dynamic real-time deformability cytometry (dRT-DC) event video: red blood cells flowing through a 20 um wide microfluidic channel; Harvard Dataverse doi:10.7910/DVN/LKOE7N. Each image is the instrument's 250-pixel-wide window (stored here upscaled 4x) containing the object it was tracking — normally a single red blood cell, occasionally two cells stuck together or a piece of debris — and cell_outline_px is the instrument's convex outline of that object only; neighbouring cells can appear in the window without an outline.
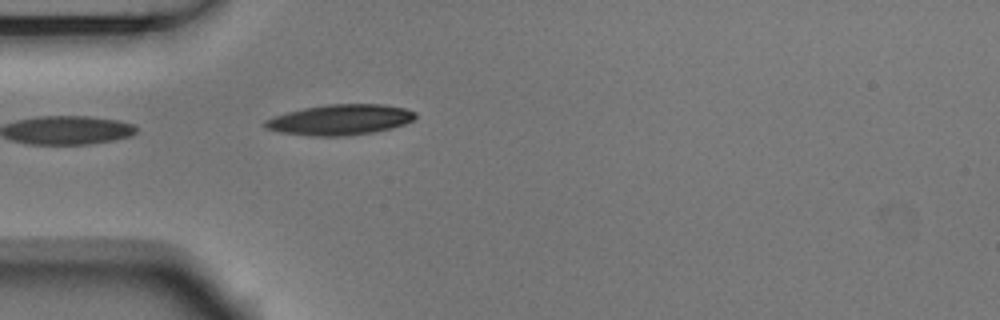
{"species": "Egyptian fruit bat (a non-hibernating species)", "species_latin": "Rousettus aegyptiacus", "temperature_condition": "room temperature", "stored_images_in_passage": 24, "camera_frame_rate_fps": 3000, "um_per_image_px": 0.085, "animal": {"sex": "male"}, "frame": {"image": 1, "passage_image": 1, "time_ms": 0.0, "image_size_px": [1000, 320], "cell_outline_px": [[416, 116], [412, 120], [404, 124], [392, 128], [372, 132], [348, 136], [312, 136], [280, 132], [264, 128], [264, 120], [288, 112], [304, 108], [328, 104], [384, 104], [404, 108], [416, 112]], "centroid_in_image_um": [28.91, 10.18], "position_along_channel_um": 56.1, "area_um2": 26.65}}